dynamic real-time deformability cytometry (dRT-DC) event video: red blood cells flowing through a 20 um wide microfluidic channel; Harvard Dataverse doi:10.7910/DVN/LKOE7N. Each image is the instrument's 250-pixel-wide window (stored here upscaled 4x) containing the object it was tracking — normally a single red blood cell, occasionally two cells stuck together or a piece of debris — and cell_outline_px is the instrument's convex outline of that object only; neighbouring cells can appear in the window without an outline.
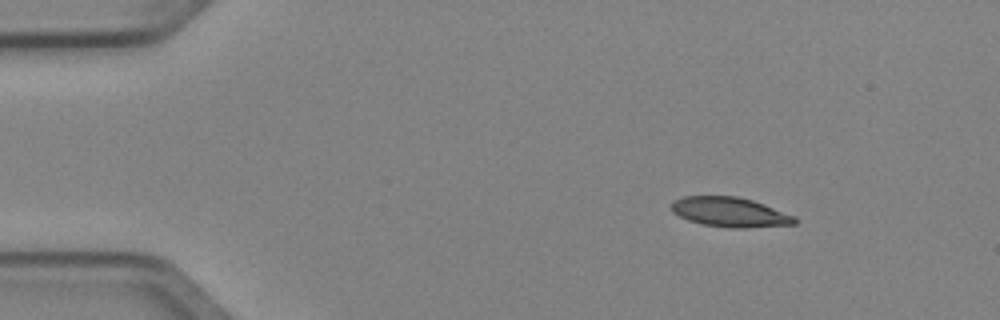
{"species": "Egyptian fruit bat (a non-hibernating species)", "species_latin": "Rousettus aegyptiacus", "temperature_condition": "cold", "stored_images_in_passage": 4, "camera_frame_rate_fps": 3000, "um_per_image_px": 0.085, "animal": {"sex": "female"}, "frame": {"image": 1, "passage_image": 1, "time_ms": 0.0, "image_size_px": [1000, 320], "cell_outline_px": [[796, 224], [744, 228], [732, 228], [704, 224], [688, 220], [672, 212], [672, 204], [676, 200], [684, 196], [736, 196], [752, 200], [764, 204], [796, 216]], "centroid_in_image_um": [62.08, 18.03], "position_along_channel_um": 22.9, "area_um2": 21.15}}
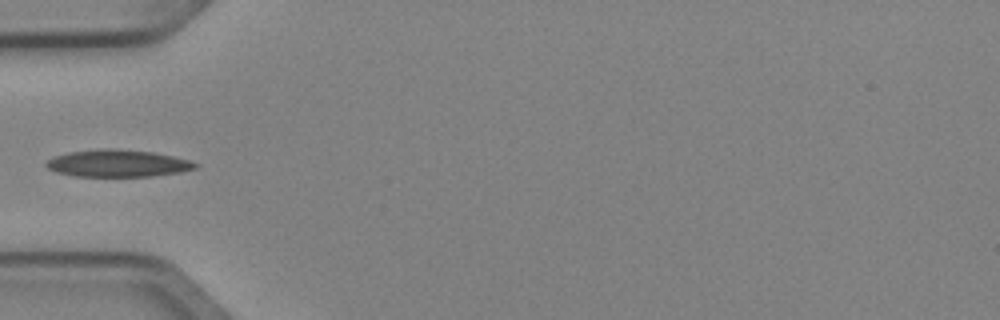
{"frame": {"image": 2, "passage_image": 4, "time_ms": 1.0, "image_size_px": [1000, 320], "cell_outline_px": [[200, 164], [196, 168], [180, 172], [148, 176], [76, 176], [56, 172], [48, 168], [44, 164], [52, 156], [68, 152], [100, 148], [116, 148], [152, 152], [172, 156], [188, 160]], "centroid_in_image_um": [9.97, 13.87], "position_along_channel_um": 75.0, "area_um2": 23.58}}